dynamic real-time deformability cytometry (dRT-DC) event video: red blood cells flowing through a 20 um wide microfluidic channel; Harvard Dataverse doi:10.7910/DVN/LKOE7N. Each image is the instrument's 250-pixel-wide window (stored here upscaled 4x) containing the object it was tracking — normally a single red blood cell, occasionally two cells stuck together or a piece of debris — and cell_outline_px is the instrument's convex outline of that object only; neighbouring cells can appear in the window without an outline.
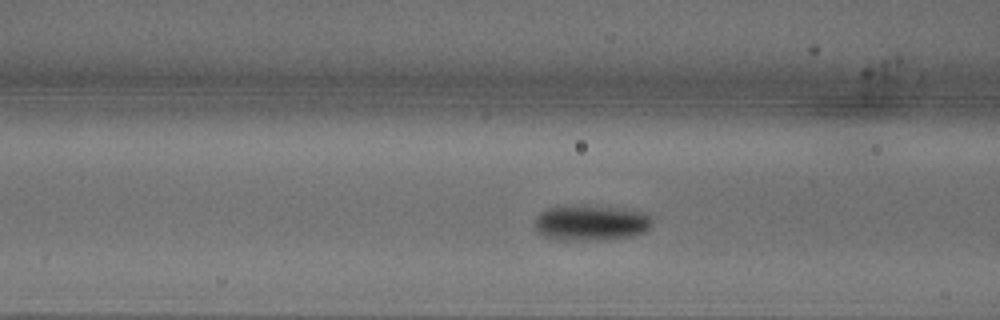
{"species": "common noctule bat (a hibernating species)", "species_latin": "Nyctalus noctula", "temperature_condition": "warm", "stored_images_in_passage": 47, "camera_frame_rate_fps": 3000, "um_per_image_px": 0.085, "animal": {"sex": "male", "body_mass_g": 18.8}, "frame": {"image": 1, "passage_image": 13, "time_ms": 4.0, "image_size_px": [1000, 320], "cell_outline_px": [[652, 224], [644, 232], [636, 236], [596, 240], [556, 240], [544, 236], [536, 228], [536, 216], [540, 212], [548, 208], [572, 204], [584, 204], [632, 208], [652, 212]], "centroid_in_image_um": [50.33, 18.89], "position_along_channel_um": 116.3, "area_um2": 25.37}}
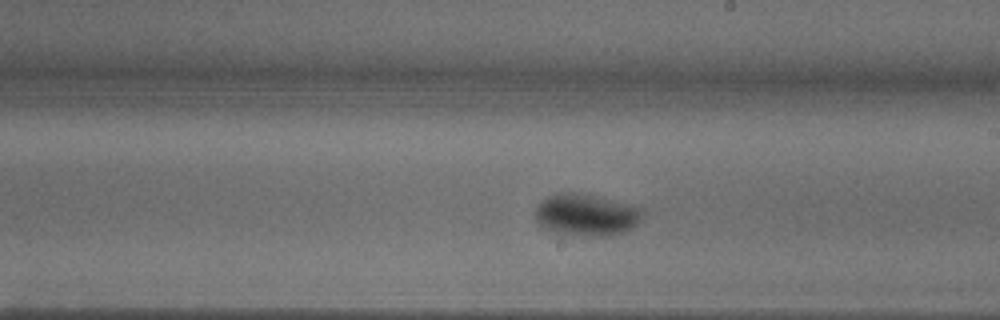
{"frame": {"image": 2, "passage_image": 23, "time_ms": 7.333, "image_size_px": [1000, 320], "cell_outline_px": [[644, 212], [640, 220], [632, 228], [624, 232], [608, 236], [580, 236], [556, 232], [544, 228], [536, 220], [536, 208], [548, 196], [556, 192], [576, 192], [596, 196], [632, 204], [644, 208]], "centroid_in_image_um": [49.88, 18.26], "position_along_channel_um": 239.1, "area_um2": 26.36}}
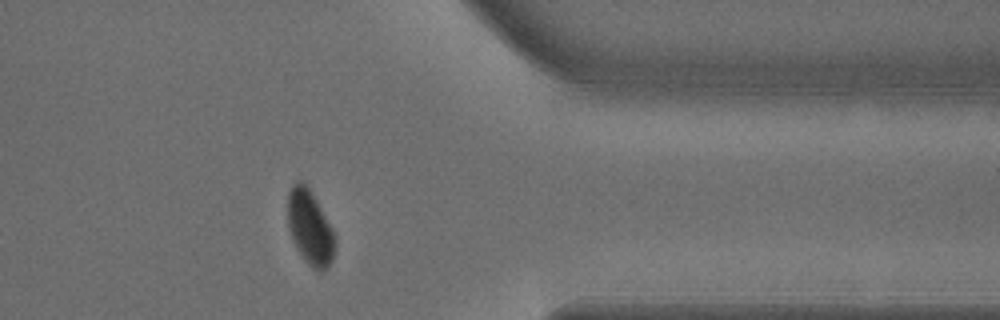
{"frame": {"image": 3, "passage_image": 36, "time_ms": 11.667, "image_size_px": [1000, 320], "cell_outline_px": [[336, 244], [332, 260], [328, 268], [324, 272], [320, 272], [312, 268], [308, 264], [296, 248], [288, 228], [288, 192], [292, 184], [296, 180], [300, 180], [308, 188], [316, 200], [332, 228], [336, 236]], "centroid_in_image_um": [26.36, 19.38], "position_along_channel_um": 385.0, "area_um2": 20.63}, "authors_computed_cell_mechanics": {"area_um2": 22.831, "velocity_mm_per_s": 3.6917, "shape_relaxation_time_tau1_ms": 4.2457, "shape_relaxation_time_tau2_ms": null, "deformation_change_tau1": 0.1691, "deformation_change_tau2": null}}